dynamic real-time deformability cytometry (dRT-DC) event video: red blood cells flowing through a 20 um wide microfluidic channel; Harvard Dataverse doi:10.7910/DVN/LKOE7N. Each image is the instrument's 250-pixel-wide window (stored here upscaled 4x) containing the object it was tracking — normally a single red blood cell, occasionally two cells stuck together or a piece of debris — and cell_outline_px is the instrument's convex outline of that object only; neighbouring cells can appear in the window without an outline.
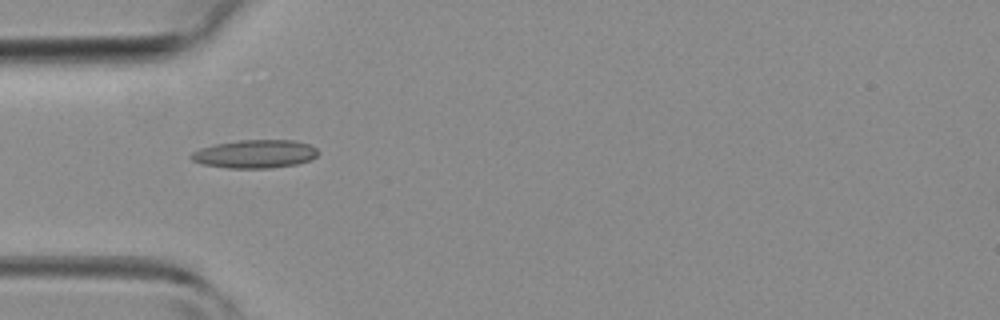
{"species": "common noctule bat (a hibernating species)", "species_latin": "Nyctalus noctula", "temperature_condition": "room temperature", "stored_images_in_passage": 5, "camera_frame_rate_fps": 3000, "um_per_image_px": 0.085, "animal": {"sex": "female", "body_mass_g": 19.3, "forearm_length_mm": 54.1}, "frame": {"image": 1, "passage_image": 3, "time_ms": 2.333, "image_size_px": [1000, 320], "cell_outline_px": [[320, 152], [312, 160], [296, 164], [272, 168], [228, 168], [200, 164], [192, 160], [188, 156], [192, 152], [200, 148], [216, 144], [240, 140], [296, 140], [312, 144]], "centroid_in_image_um": [21.7, 13.08], "position_along_channel_um": 63.3, "area_um2": 21.21}}
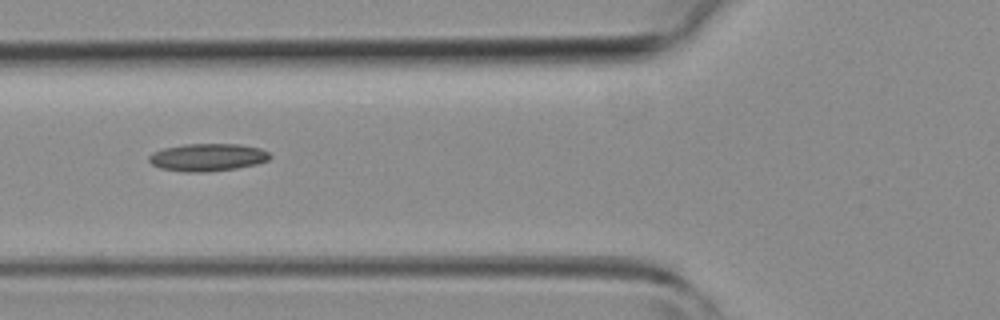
{"frame": {"image": 2, "passage_image": 4, "time_ms": 3.333, "image_size_px": [1000, 320], "cell_outline_px": [[272, 156], [268, 160], [256, 164], [236, 168], [204, 172], [184, 172], [160, 168], [152, 164], [148, 160], [148, 156], [152, 152], [164, 148], [184, 144], [240, 144], [260, 148], [268, 152]], "centroid_in_image_um": [17.63, 13.37], "position_along_channel_um": 108.2, "area_um2": 19.48}}
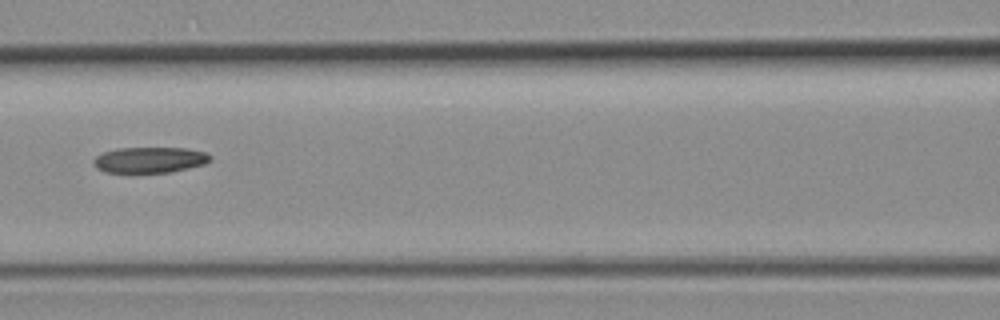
{"frame": {"image": 3, "passage_image": 5, "time_ms": 4.333, "image_size_px": [1000, 320], "cell_outline_px": [[212, 160], [204, 164], [172, 172], [104, 172], [96, 168], [92, 164], [92, 160], [96, 156], [104, 152], [116, 148], [188, 148], [204, 152], [212, 156]], "centroid_in_image_um": [12.72, 13.59], "position_along_channel_um": 153.9, "area_um2": 17.63}}